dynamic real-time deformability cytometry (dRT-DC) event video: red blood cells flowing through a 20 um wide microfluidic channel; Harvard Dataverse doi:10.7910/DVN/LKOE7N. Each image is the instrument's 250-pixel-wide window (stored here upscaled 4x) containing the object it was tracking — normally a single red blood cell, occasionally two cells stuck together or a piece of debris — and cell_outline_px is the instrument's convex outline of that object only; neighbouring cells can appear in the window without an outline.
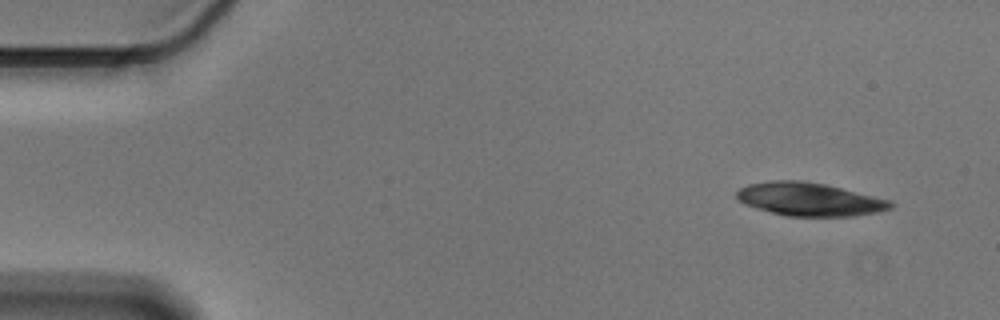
{"species": "Egyptian fruit bat (a non-hibernating species)", "species_latin": "Rousettus aegyptiacus", "temperature_condition": "cold", "stored_images_in_passage": 51, "segment_of_instrument_passage": [1, 2], "camera_frame_rate_fps": 3000, "um_per_image_px": 0.085, "animal": {"sex": "male"}, "frame": {"image": 1, "passage_image": 1, "time_ms": 0.0, "image_size_px": [1000, 320], "cell_outline_px": [[896, 204], [892, 208], [880, 212], [852, 216], [788, 216], [756, 208], [744, 204], [736, 200], [736, 192], [740, 188], [748, 184], [772, 180], [800, 180], [824, 184], [892, 200]], "centroid_in_image_um": [68.82, 16.94], "position_along_channel_um": 16.2, "area_um2": 29.94}}
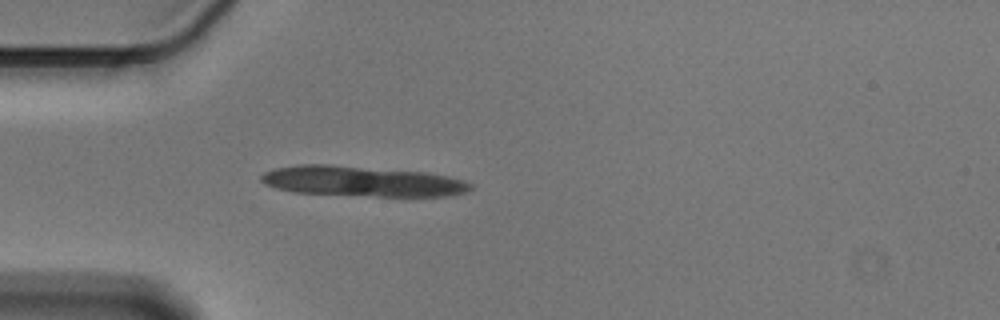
{"frame": {"image": 2, "passage_image": 12, "time_ms": 3.667, "image_size_px": [1000, 320], "cell_outline_px": [[472, 188], [468, 192], [448, 196], [376, 196], [292, 192], [276, 188], [264, 184], [260, 180], [260, 176], [264, 172], [276, 168], [296, 164], [328, 164], [428, 172], [448, 176], [464, 180], [472, 184]], "centroid_in_image_um": [30.79, 15.4], "position_along_channel_um": 54.2, "area_um2": 37.28}}